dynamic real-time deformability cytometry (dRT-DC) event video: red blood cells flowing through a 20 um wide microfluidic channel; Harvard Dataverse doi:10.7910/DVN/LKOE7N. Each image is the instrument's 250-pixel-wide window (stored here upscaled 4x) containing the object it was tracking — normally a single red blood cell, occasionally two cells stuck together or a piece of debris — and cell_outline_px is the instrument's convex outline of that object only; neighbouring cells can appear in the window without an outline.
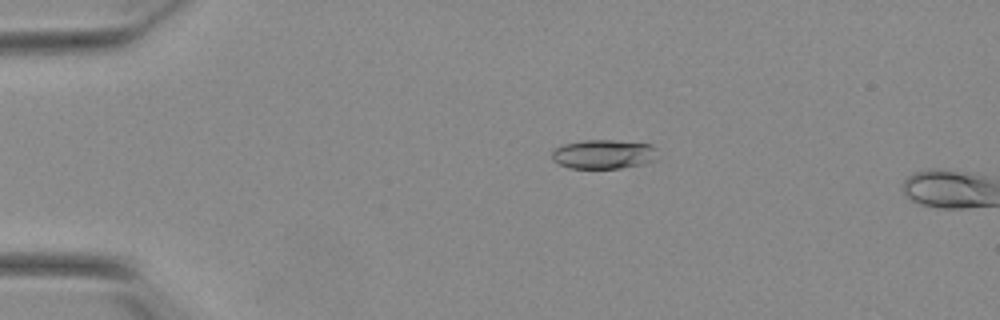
{"species": "Egyptian fruit bat (a non-hibernating species)", "species_latin": "Rousettus aegyptiacus", "temperature_condition": "warm", "stored_images_in_passage": 14, "camera_frame_rate_fps": 3000, "um_per_image_px": 0.085, "animal": {"sex": "female"}, "frame": {"image": 1, "passage_image": 12, "time_ms": 3.667, "image_size_px": [1000, 320], "cell_outline_px": [[660, 160], [644, 164], [620, 168], [568, 168], [552, 160], [552, 152], [556, 148], [564, 144], [584, 140], [616, 140], [652, 144], [656, 148]], "centroid_in_image_um": [51.39, 13.11], "position_along_channel_um": 33.6, "area_um2": 18.32}}